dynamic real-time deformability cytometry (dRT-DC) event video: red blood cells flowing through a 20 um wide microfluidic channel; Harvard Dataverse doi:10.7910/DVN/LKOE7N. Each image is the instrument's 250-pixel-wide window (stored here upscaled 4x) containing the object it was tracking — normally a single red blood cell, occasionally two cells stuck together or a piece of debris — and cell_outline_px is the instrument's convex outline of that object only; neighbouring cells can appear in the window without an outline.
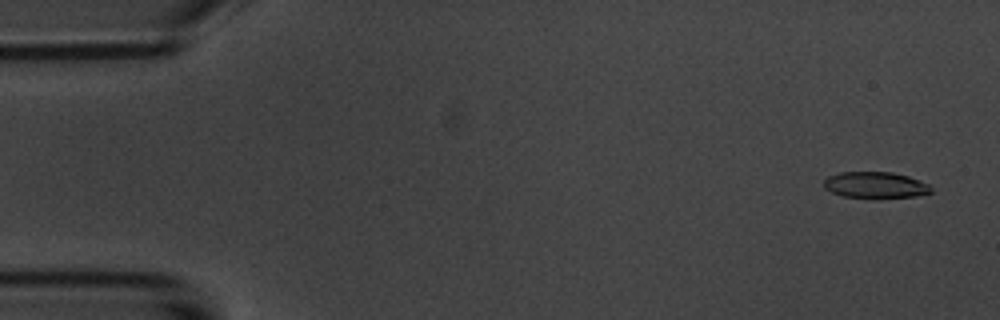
{"species": "common noctule bat (a hibernating species)", "species_latin": "Nyctalus noctula", "temperature_condition": "room temperature", "stored_images_in_passage": 6, "camera_frame_rate_fps": 3000, "um_per_image_px": 0.085, "animal": {"sex": "male", "body_mass_g": 20.1, "forearm_length_mm": 53.5}, "frame": {"image": 1, "passage_image": 1, "time_ms": 0.0, "image_size_px": [1000, 320], "cell_outline_px": [[932, 192], [916, 196], [872, 200], [840, 196], [824, 188], [824, 180], [828, 176], [840, 172], [892, 172], [908, 176], [928, 184], [932, 188]], "centroid_in_image_um": [74.39, 15.76], "position_along_channel_um": 10.6, "area_um2": 16.99}}
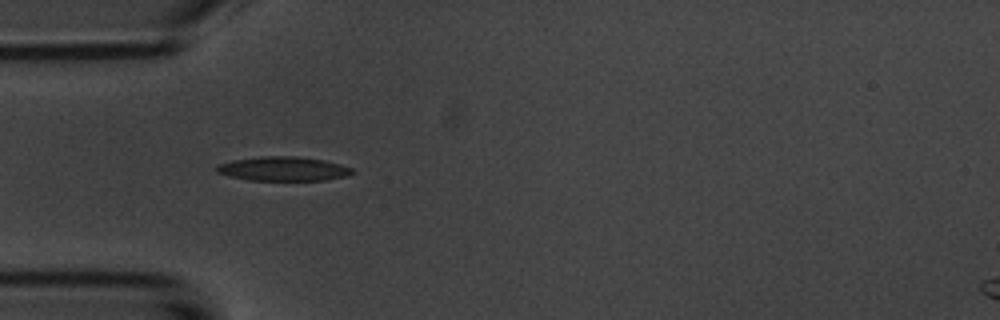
{"frame": {"image": 2, "passage_image": 5, "time_ms": 4.667, "image_size_px": [1000, 320], "cell_outline_px": [[356, 172], [348, 176], [324, 180], [248, 180], [228, 176], [216, 172], [212, 168], [216, 164], [232, 160], [260, 156], [296, 156], [324, 160], [340, 164], [352, 168]], "centroid_in_image_um": [24.03, 14.34], "position_along_channel_um": 61.0, "area_um2": 19.42}}